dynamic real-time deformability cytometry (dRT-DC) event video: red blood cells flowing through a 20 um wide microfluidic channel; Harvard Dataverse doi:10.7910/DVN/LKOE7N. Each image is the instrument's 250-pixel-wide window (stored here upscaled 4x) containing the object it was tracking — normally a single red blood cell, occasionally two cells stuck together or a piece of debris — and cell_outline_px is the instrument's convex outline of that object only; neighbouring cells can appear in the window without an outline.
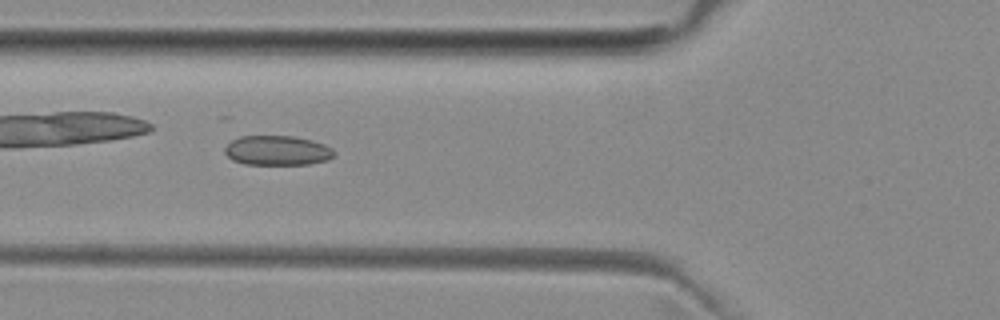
{"species": "common noctule bat (a hibernating species)", "species_latin": "Nyctalus noctula", "temperature_condition": "room temperature", "stored_images_in_passage": 6, "camera_frame_rate_fps": 3000, "um_per_image_px": 0.085, "animal": {"sex": "female", "body_mass_g": 29.2, "forearm_length_mm": 56.3}, "frame": {"image": 1, "passage_image": 4, "time_ms": 3.333, "image_size_px": [1000, 320], "cell_outline_px": [[336, 152], [328, 160], [308, 164], [244, 164], [232, 160], [224, 152], [224, 148], [232, 140], [240, 136], [296, 136], [324, 144], [332, 148]], "centroid_in_image_um": [23.56, 12.79], "position_along_channel_um": 102.2, "area_um2": 18.9}}
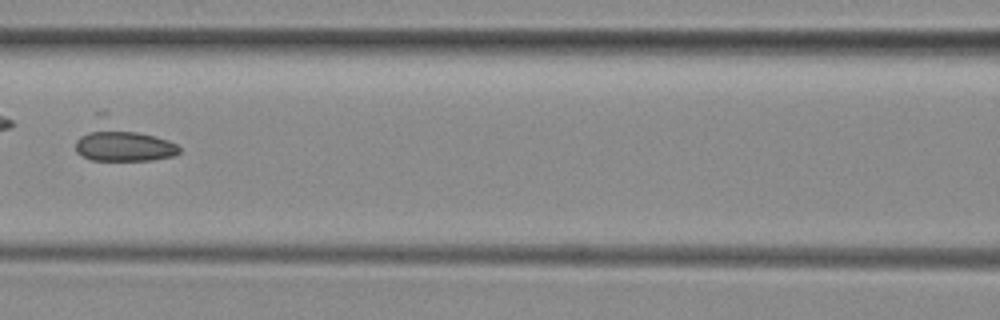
{"frame": {"image": 2, "passage_image": 5, "time_ms": 4.667, "image_size_px": [1000, 320], "cell_outline_px": [[180, 152], [176, 156], [152, 160], [92, 160], [76, 152], [76, 140], [80, 136], [96, 128], [104, 128], [136, 132], [156, 136], [168, 140], [176, 144], [180, 148]], "centroid_in_image_um": [10.55, 12.39], "position_along_channel_um": 156.1, "area_um2": 18.79}}
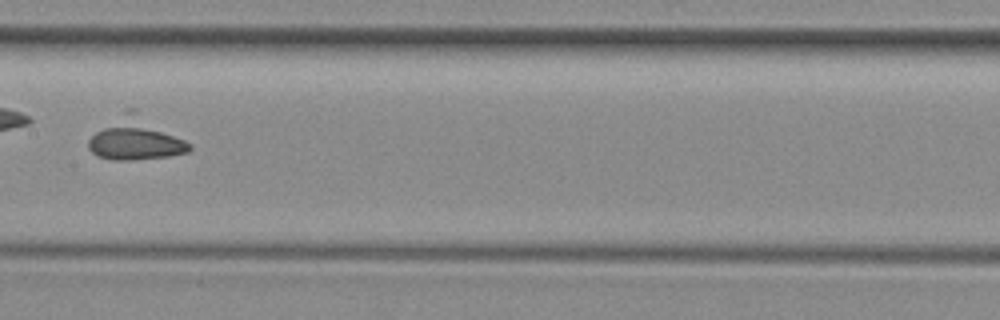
{"frame": {"image": 3, "passage_image": 6, "time_ms": 5.667, "image_size_px": [1000, 320], "cell_outline_px": [[192, 148], [188, 152], [168, 156], [128, 160], [112, 160], [96, 156], [88, 148], [88, 140], [96, 132], [124, 108], [136, 108], [192, 144]], "centroid_in_image_um": [11.54, 11.76], "position_along_channel_um": 195.9, "area_um2": 25.32}}